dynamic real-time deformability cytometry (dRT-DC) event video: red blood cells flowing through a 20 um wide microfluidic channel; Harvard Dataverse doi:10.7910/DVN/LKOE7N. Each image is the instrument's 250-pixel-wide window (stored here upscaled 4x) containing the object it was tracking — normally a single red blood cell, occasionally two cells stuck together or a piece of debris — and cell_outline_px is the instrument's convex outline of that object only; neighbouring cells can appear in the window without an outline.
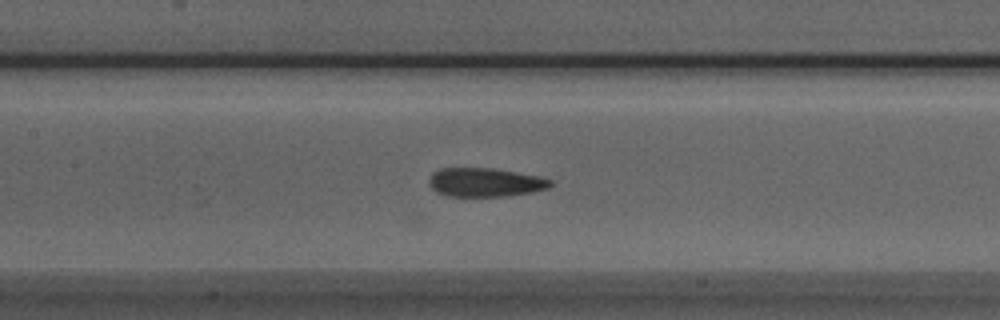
{"species": "Egyptian fruit bat (a non-hibernating species)", "species_latin": "Rousettus aegyptiacus", "temperature_condition": "room temperature", "stored_images_in_passage": 20, "camera_frame_rate_fps": 3000, "um_per_image_px": 0.085, "animal": {"sex": "male"}, "frame": {"image": 1, "passage_image": 8, "time_ms": 2.333, "image_size_px": [1000, 320], "cell_outline_px": [[552, 184], [548, 188], [532, 192], [504, 196], [448, 196], [436, 192], [432, 188], [428, 180], [432, 172], [440, 168], [492, 168], [540, 176], [552, 180]], "centroid_in_image_um": [41.22, 15.49], "position_along_channel_um": 166.2, "area_um2": 20.4}}
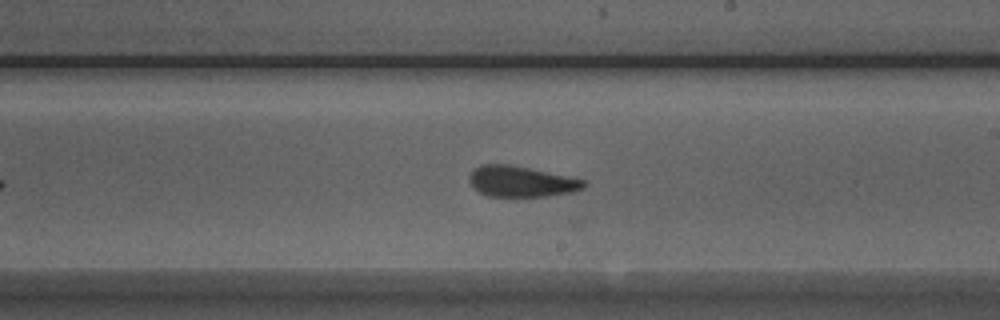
{"frame": {"image": 2, "passage_image": 14, "time_ms": 4.333, "image_size_px": [1000, 320], "cell_outline_px": [[588, 184], [584, 188], [572, 192], [544, 196], [488, 196], [480, 192], [468, 180], [468, 176], [480, 164], [508, 164], [588, 180]], "centroid_in_image_um": [44.34, 15.42], "position_along_channel_um": 244.7, "area_um2": 20.4}}
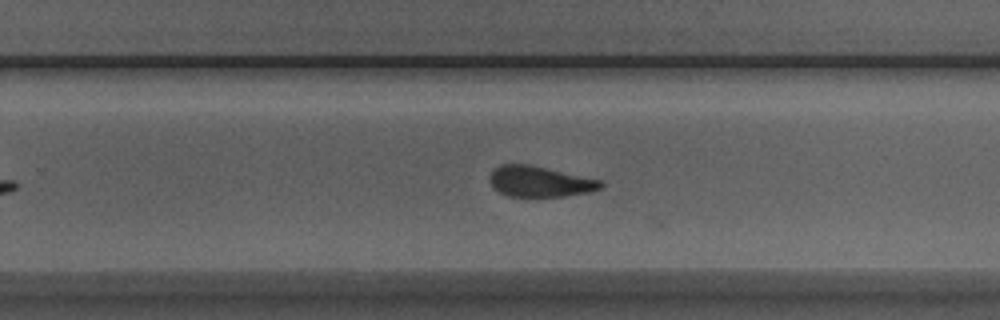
{"frame": {"image": 3, "passage_image": 17, "time_ms": 5.333, "image_size_px": [1000, 320], "cell_outline_px": [[604, 184], [600, 188], [592, 192], [564, 196], [508, 196], [492, 188], [488, 176], [500, 164], [532, 164], [604, 180]], "centroid_in_image_um": [45.92, 15.42], "position_along_channel_um": 283.9, "area_um2": 20.23}}